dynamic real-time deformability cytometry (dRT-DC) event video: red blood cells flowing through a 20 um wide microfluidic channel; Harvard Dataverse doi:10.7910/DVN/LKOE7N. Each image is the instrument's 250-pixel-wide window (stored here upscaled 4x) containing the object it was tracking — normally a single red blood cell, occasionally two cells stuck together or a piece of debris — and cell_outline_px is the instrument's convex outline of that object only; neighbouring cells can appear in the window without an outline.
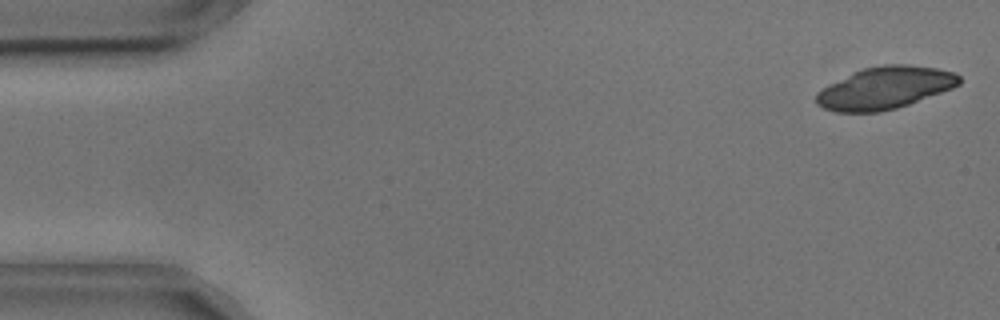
{"species": "common noctule bat (a hibernating species)", "species_latin": "Nyctalus noctula", "temperature_condition": "cold", "stored_images_in_passage": 9, "camera_frame_rate_fps": 3000, "um_per_image_px": 0.085, "animal": {"sex": "male", "body_mass_g": 17.9, "forearm_length_mm": 54.2}, "frame": {"image": 1, "passage_image": 2, "time_ms": 0.333, "image_size_px": [1000, 320], "cell_outline_px": [[960, 84], [952, 88], [908, 104], [896, 108], [880, 112], [836, 112], [824, 108], [816, 104], [816, 92], [852, 72], [864, 68], [884, 64], [908, 64], [936, 68], [952, 72], [960, 76]], "centroid_in_image_um": [75.2, 7.47], "position_along_channel_um": 9.8, "area_um2": 34.91}}